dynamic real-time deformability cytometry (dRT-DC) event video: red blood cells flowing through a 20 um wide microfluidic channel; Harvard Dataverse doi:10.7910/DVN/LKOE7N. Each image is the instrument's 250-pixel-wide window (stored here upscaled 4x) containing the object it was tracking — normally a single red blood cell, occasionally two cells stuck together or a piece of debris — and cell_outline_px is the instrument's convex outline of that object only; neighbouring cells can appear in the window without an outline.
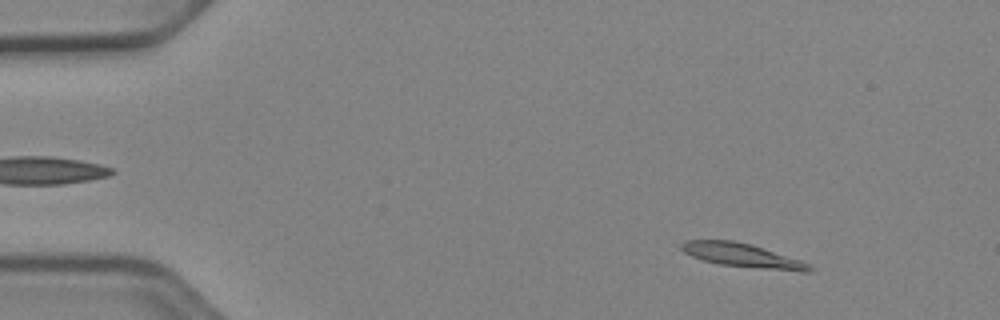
{"species": "Egyptian fruit bat (a non-hibernating species)", "species_latin": "Rousettus aegyptiacus", "temperature_condition": "cold", "stored_images_in_passage": 21, "camera_frame_rate_fps": 3000, "um_per_image_px": 0.085, "animal": {"sex": "female"}, "frame": {"image": 1, "passage_image": 6, "time_ms": 1.667, "image_size_px": [1000, 320], "cell_outline_px": [[812, 272], [800, 272], [720, 264], [700, 260], [684, 252], [680, 248], [680, 244], [684, 240], [736, 240], [752, 244], [800, 260], [808, 264], [812, 268]], "centroid_in_image_um": [63.07, 21.7], "position_along_channel_um": 21.9, "area_um2": 17.8}}
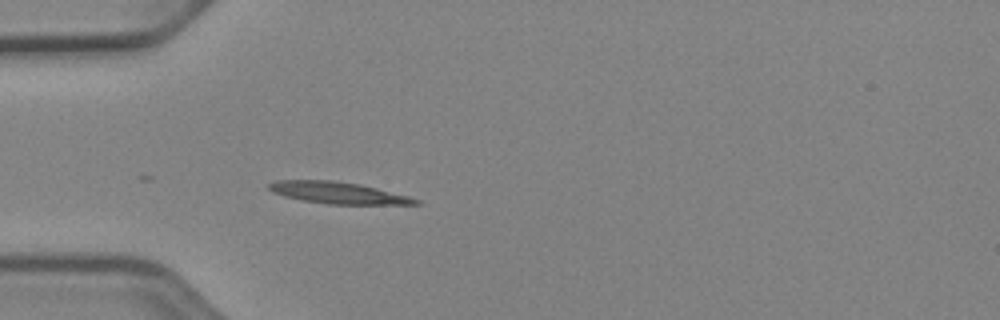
{"frame": {"image": 2, "passage_image": 15, "time_ms": 4.667, "image_size_px": [1000, 320], "cell_outline_px": [[424, 204], [328, 204], [300, 200], [284, 196], [272, 192], [268, 188], [268, 184], [276, 180], [332, 180], [360, 184], [408, 196], [420, 200]], "centroid_in_image_um": [28.7, 16.39], "position_along_channel_um": 56.3, "area_um2": 18.5}}
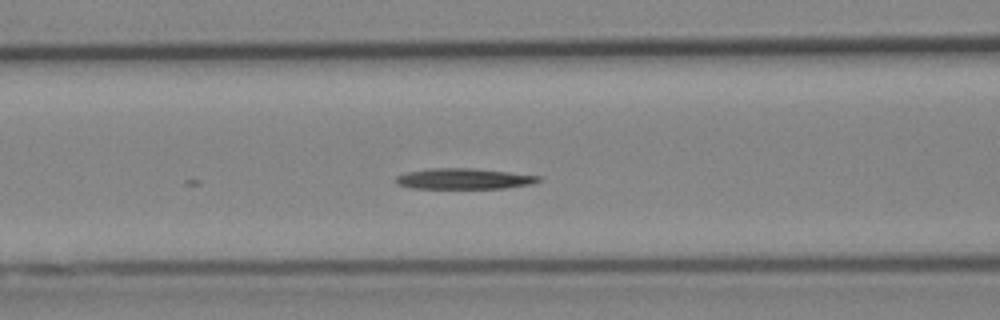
{"frame": {"image": 3, "passage_image": 21, "time_ms": 6.667, "image_size_px": [1000, 320], "cell_outline_px": [[544, 180], [532, 184], [504, 188], [408, 188], [396, 184], [396, 176], [408, 172], [428, 168], [472, 168], [508, 172], [540, 176]], "centroid_in_image_um": [39.43, 15.19], "position_along_channel_um": 127.2, "area_um2": 17.28}}